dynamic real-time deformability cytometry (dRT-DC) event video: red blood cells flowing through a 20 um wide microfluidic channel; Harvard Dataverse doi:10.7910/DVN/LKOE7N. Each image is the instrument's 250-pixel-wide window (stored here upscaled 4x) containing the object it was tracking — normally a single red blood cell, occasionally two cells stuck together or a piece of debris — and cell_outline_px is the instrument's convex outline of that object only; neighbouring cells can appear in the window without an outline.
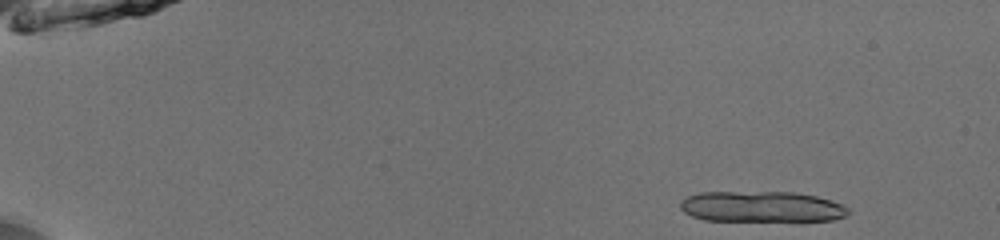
{"species": "common noctule bat (a hibernating species)", "species_latin": "Nyctalus noctula", "temperature_condition": "room temperature", "stored_images_in_passage": 13, "camera_frame_rate_fps": 3000, "um_per_image_px": 0.085, "animal": {"sex": "male", "body_mass_g": 13.0, "forearm_length_mm": 53.1}, "frame": {"image": 1, "passage_image": 1, "time_ms": 0.0, "image_size_px": [1000, 240], "cell_outline_px": [[848, 212], [844, 216], [832, 220], [704, 220], [692, 216], [684, 212], [680, 208], [680, 200], [688, 196], [700, 192], [796, 192], [816, 196], [832, 200], [848, 208]], "centroid_in_image_um": [64.69, 17.55], "position_along_channel_um": 20.3, "area_um2": 29.94}}